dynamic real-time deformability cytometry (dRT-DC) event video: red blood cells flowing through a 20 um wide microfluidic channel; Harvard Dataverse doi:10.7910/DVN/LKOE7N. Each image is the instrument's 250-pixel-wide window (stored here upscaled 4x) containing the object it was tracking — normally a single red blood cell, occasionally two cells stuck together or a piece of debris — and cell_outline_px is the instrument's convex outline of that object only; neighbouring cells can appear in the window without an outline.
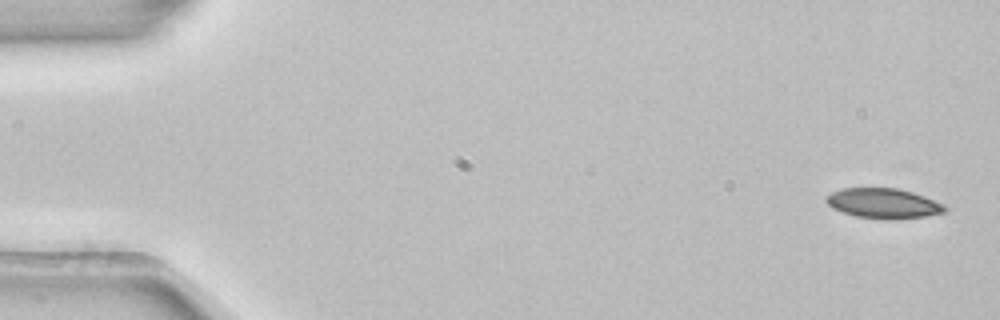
{"species": "common noctule bat (a hibernating species)", "species_latin": "Nyctalus noctula", "temperature_condition": "room temperature", "stored_images_in_passage": 4, "camera_frame_rate_fps": 3000, "um_per_image_px": 0.085, "animal": {"sex": "female", "body_mass_g": 22.7, "forearm_length_mm": 54.2}, "frame": {"image": 1, "passage_image": 1, "time_ms": 0.0, "image_size_px": [1000, 320], "cell_outline_px": [[948, 208], [944, 212], [924, 216], [896, 220], [884, 220], [856, 216], [832, 208], [824, 200], [824, 196], [840, 188], [896, 188], [912, 192], [924, 196], [944, 204]], "centroid_in_image_um": [75.07, 17.29], "position_along_channel_um": 9.9, "area_um2": 20.92}}
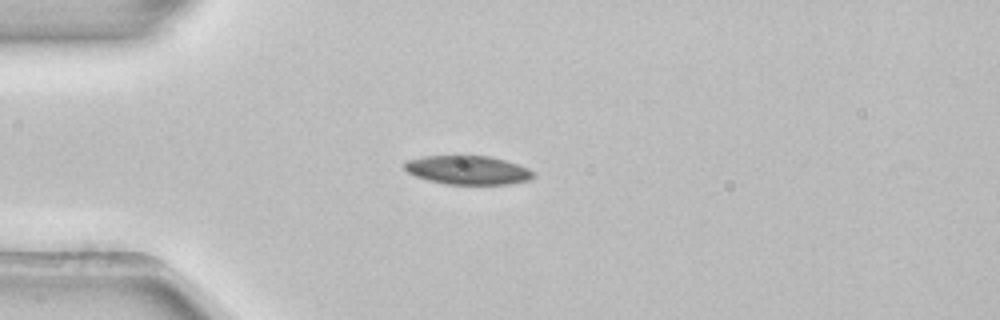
{"frame": {"image": 2, "passage_image": 4, "time_ms": 1.0, "image_size_px": [1000, 320], "cell_outline_px": [[536, 176], [528, 180], [508, 184], [444, 184], [428, 180], [416, 176], [408, 172], [404, 168], [404, 164], [408, 160], [424, 156], [460, 152], [488, 156], [504, 160], [528, 168], [536, 172]], "centroid_in_image_um": [39.74, 14.41], "position_along_channel_um": 45.3, "area_um2": 22.43}}